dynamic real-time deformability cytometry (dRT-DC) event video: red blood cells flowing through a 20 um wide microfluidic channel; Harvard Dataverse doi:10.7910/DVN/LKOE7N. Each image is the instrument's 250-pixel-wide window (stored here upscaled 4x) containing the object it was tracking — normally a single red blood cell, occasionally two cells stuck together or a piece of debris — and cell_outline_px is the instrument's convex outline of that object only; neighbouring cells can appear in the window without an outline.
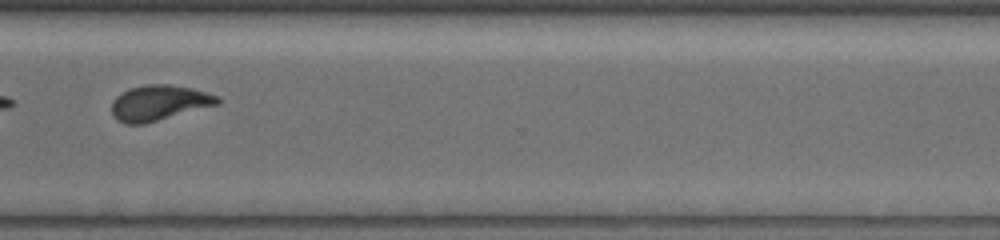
{"species": "common noctule bat (a hibernating species)", "species_latin": "Nyctalus noctula", "temperature_condition": "warm", "stored_images_in_passage": 27, "camera_frame_rate_fps": 3000, "um_per_image_px": 0.085, "animal": {"sex": "female", "body_mass_g": 19.5, "forearm_length_mm": 54.1}, "frame": {"image": 1, "passage_image": 23, "time_ms": 7.333, "image_size_px": [1000, 240], "cell_outline_px": [[220, 104], [144, 124], [124, 124], [116, 120], [112, 116], [112, 100], [120, 92], [128, 88], [144, 84], [168, 84], [192, 88], [220, 96]], "centroid_in_image_um": [13.5, 8.74], "position_along_channel_um": 357.1, "area_um2": 22.2}}